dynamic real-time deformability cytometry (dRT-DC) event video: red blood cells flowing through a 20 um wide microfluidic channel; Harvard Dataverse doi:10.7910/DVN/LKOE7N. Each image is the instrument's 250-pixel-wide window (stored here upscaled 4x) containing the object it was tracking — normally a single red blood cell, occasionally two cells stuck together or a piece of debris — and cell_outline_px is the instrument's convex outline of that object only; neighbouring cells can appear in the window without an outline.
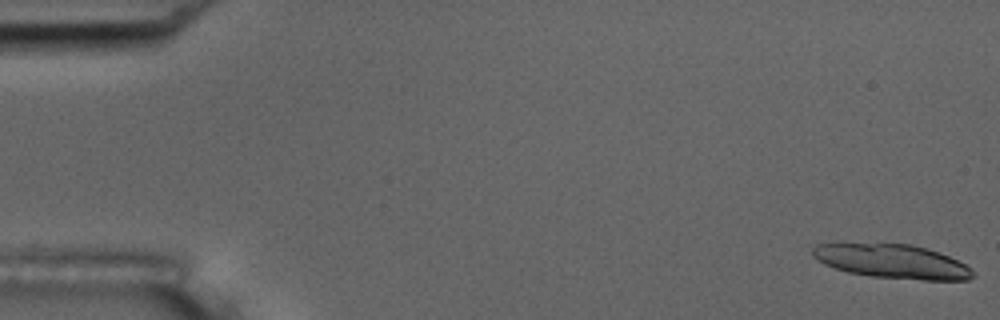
{"species": "common noctule bat (a hibernating species)", "species_latin": "Nyctalus noctula", "temperature_condition": "room temperature", "stored_images_in_passage": 16, "camera_frame_rate_fps": 3000, "um_per_image_px": 0.085, "animal": {"sex": "male", "body_mass_g": 17.5, "forearm_length_mm": 52.3}, "frame": {"image": 1, "passage_image": 1, "time_ms": 0.0, "image_size_px": [1000, 320], "cell_outline_px": [[976, 276], [968, 280], [924, 280], [868, 276], [848, 272], [824, 264], [812, 256], [812, 248], [816, 244], [844, 240], [912, 244], [948, 256], [972, 268]], "centroid_in_image_um": [75.73, 22.17], "position_along_channel_um": 9.3, "area_um2": 32.89}}